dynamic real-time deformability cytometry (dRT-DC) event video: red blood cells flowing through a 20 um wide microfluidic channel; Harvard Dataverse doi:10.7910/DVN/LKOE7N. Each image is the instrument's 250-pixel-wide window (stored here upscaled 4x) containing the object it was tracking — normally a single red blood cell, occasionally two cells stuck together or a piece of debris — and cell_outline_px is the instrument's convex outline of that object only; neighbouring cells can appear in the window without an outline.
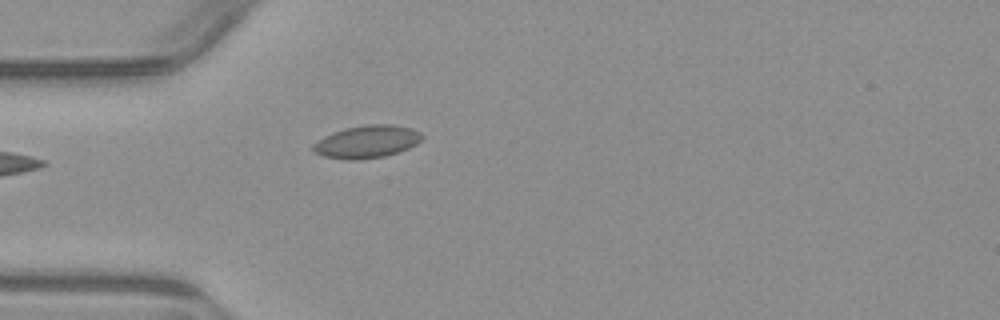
{"species": "common noctule bat (a hibernating species)", "species_latin": "Nyctalus noctula", "temperature_condition": "warm", "stored_images_in_passage": 4, "camera_frame_rate_fps": 3000, "um_per_image_px": 0.085, "animal": {"sex": "male", "body_mass_g": 23.1, "forearm_length_mm": 52.7}, "frame": {"image": 1, "passage_image": 4, "time_ms": 4.333, "image_size_px": [1000, 320], "cell_outline_px": [[424, 136], [416, 144], [408, 148], [384, 156], [356, 160], [348, 160], [324, 156], [312, 152], [312, 144], [324, 136], [332, 132], [344, 128], [368, 124], [392, 124], [412, 128], [420, 132]], "centroid_in_image_um": [31.16, 12.03], "position_along_channel_um": 53.8, "area_um2": 20.75}}